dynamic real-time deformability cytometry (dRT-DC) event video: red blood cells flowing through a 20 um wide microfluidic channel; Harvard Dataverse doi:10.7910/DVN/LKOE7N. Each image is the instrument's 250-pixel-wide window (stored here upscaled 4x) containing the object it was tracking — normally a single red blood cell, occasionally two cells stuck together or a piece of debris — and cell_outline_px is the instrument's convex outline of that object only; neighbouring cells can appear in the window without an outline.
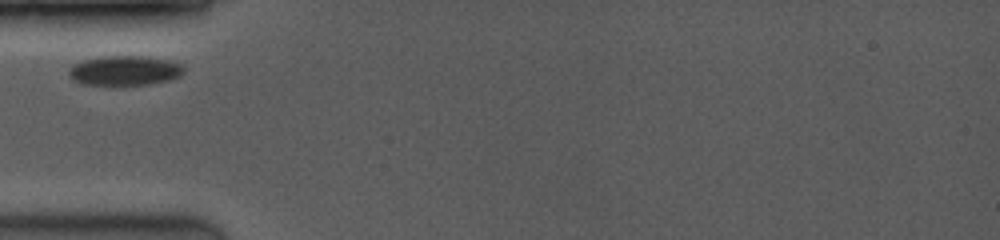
{"species": "common noctule bat (a hibernating species)", "species_latin": "Nyctalus noctula", "temperature_condition": "room temperature", "stored_images_in_passage": 9, "camera_frame_rate_fps": 3500, "um_per_image_px": 0.085, "animal": {"sex": "female", "body_mass_g": 19.0, "forearm_length_mm": 53.3}, "frame": {"image": 1, "passage_image": 1, "time_ms": 0.0, "image_size_px": [1000, 240], "cell_outline_px": [[184, 72], [180, 76], [168, 80], [148, 84], [84, 84], [72, 80], [68, 76], [68, 68], [84, 60], [104, 56], [140, 56], [168, 60], [180, 64], [184, 68]], "centroid_in_image_um": [10.58, 5.99], "position_along_channel_um": 74.4, "area_um2": 19.59}}
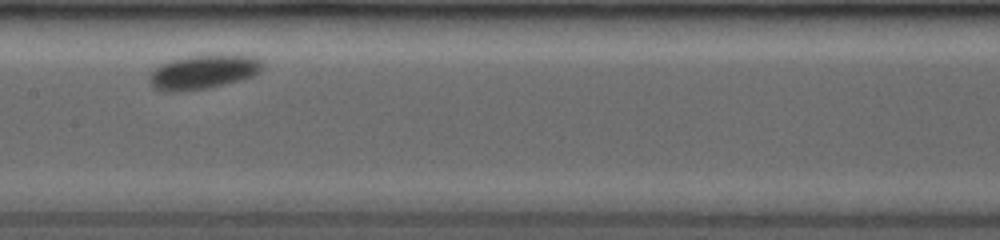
{"frame": {"image": 2, "passage_image": 4, "time_ms": 3.143, "image_size_px": [1000, 240], "cell_outline_px": [[264, 64], [252, 76], [240, 80], [208, 88], [176, 92], [164, 92], [152, 88], [148, 80], [148, 76], [160, 64], [172, 60], [188, 56], [256, 56]], "centroid_in_image_um": [17.19, 6.15], "position_along_channel_um": 190.2, "area_um2": 22.14}}
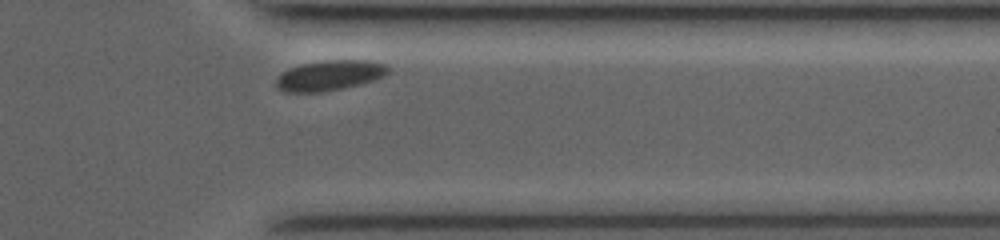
{"frame": {"image": 3, "passage_image": 9, "time_ms": 8.286, "image_size_px": [1000, 240], "cell_outline_px": [[388, 72], [384, 76], [372, 80], [340, 88], [320, 92], [284, 92], [276, 88], [276, 76], [280, 72], [288, 68], [304, 64], [324, 60], [372, 60], [384, 64], [388, 68]], "centroid_in_image_um": [27.94, 6.4], "position_along_channel_um": 383.5, "area_um2": 19.59}}